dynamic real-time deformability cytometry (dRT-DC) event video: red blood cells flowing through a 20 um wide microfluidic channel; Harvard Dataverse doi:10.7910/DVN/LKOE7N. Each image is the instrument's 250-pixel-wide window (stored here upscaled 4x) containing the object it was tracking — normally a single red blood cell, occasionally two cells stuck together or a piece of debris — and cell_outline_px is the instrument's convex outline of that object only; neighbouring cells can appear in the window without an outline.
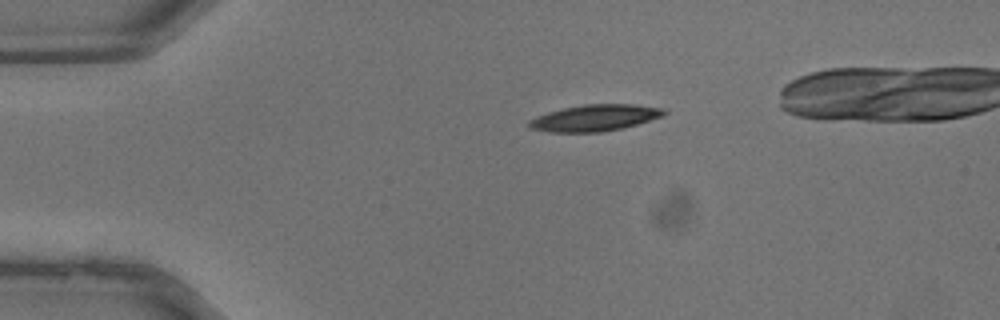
{"species": "common noctule bat (a hibernating species)", "species_latin": "Nyctalus noctula", "temperature_condition": "warm", "stored_images_in_passage": 12, "camera_frame_rate_fps": 3000, "um_per_image_px": 0.085, "animal": {"sex": "male", "body_mass_g": 13.3}, "frame": {"image": 1, "passage_image": 1, "time_ms": 0.0, "image_size_px": [1000, 320], "cell_outline_px": [[668, 112], [664, 116], [624, 128], [600, 132], [548, 132], [528, 128], [528, 120], [536, 116], [548, 112], [564, 108], [584, 104], [636, 104], [664, 108]], "centroid_in_image_um": [50.58, 10.02], "position_along_channel_um": 34.4, "area_um2": 21.04}}
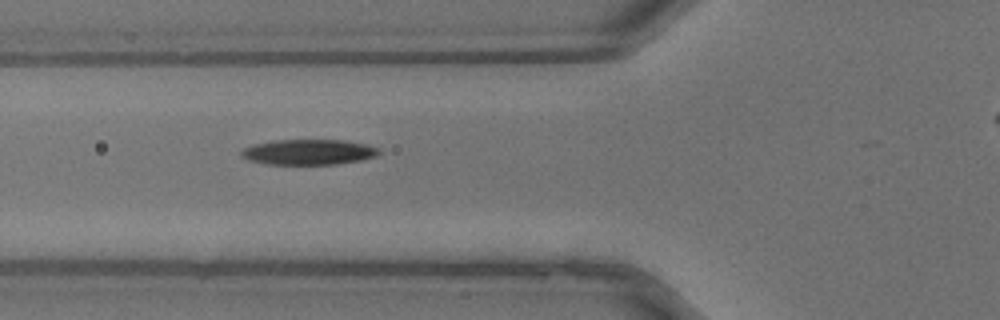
{"frame": {"image": 2, "passage_image": 7, "time_ms": 2.0, "image_size_px": [1000, 320], "cell_outline_px": [[380, 152], [376, 156], [360, 160], [336, 164], [264, 164], [248, 160], [240, 156], [240, 152], [244, 148], [252, 144], [272, 140], [344, 140], [364, 144], [380, 148]], "centroid_in_image_um": [26.18, 12.92], "position_along_channel_um": 99.6, "area_um2": 20.46}}
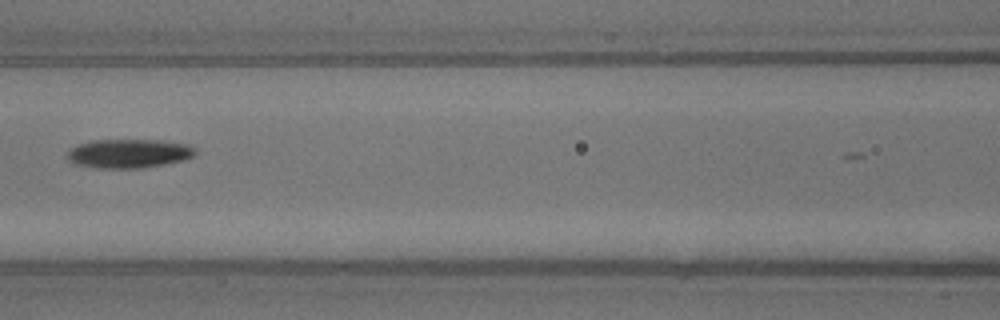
{"frame": {"image": 3, "passage_image": 10, "time_ms": 3.0, "image_size_px": [1000, 320], "cell_outline_px": [[196, 152], [192, 156], [184, 160], [144, 168], [96, 168], [72, 164], [68, 160], [68, 152], [72, 148], [80, 144], [92, 140], [160, 140], [188, 144], [196, 148]], "centroid_in_image_um": [10.96, 13.05], "position_along_channel_um": 155.6, "area_um2": 21.68}}